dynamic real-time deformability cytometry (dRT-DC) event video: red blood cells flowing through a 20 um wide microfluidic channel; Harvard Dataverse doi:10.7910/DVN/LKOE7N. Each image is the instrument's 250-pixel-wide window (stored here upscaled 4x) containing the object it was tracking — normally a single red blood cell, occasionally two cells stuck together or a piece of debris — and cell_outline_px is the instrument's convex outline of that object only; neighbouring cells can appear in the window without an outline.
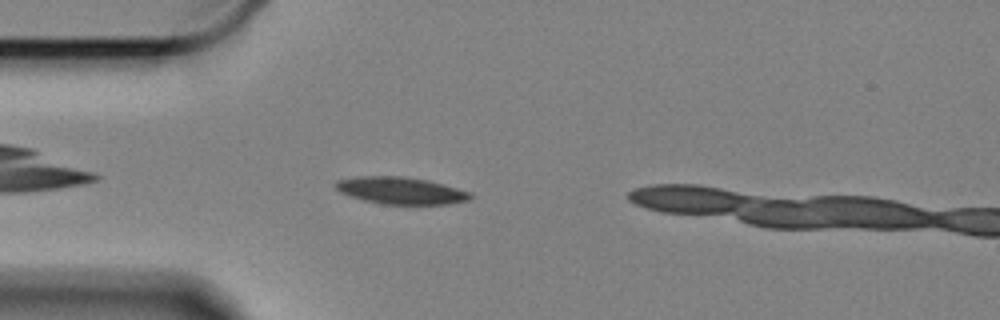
{"species": "Egyptian fruit bat (a non-hibernating species)", "species_latin": "Rousettus aegyptiacus", "temperature_condition": "cold", "stored_images_in_passage": 47, "camera_frame_rate_fps": 3000, "um_per_image_px": 0.085, "animal": {"sex": "female"}, "frame": {"image": 1, "passage_image": 5, "time_ms": 1.333, "image_size_px": [1000, 320], "cell_outline_px": [[476, 196], [472, 200], [448, 204], [380, 204], [364, 200], [340, 192], [332, 184], [336, 180], [364, 176], [404, 176], [428, 180], [444, 184], [472, 192]], "centroid_in_image_um": [34.14, 16.2], "position_along_channel_um": 50.9, "area_um2": 21.5}}
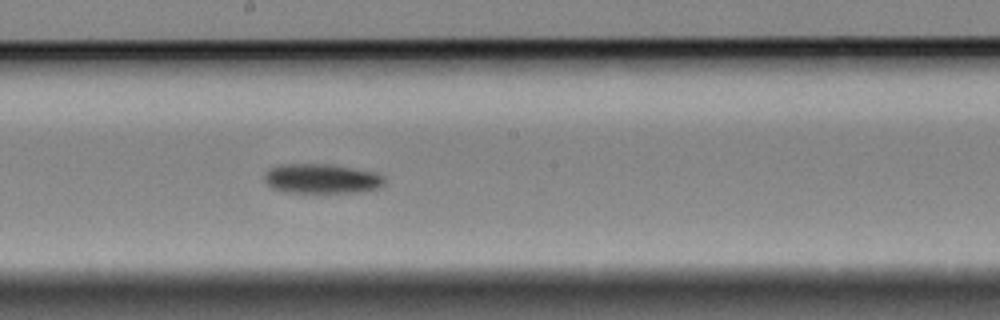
{"frame": {"image": 2, "passage_image": 21, "time_ms": 6.667, "image_size_px": [1000, 320], "cell_outline_px": [[388, 184], [380, 188], [364, 192], [324, 196], [284, 192], [272, 188], [264, 180], [264, 176], [272, 168], [288, 164], [328, 164], [376, 172], [384, 176], [388, 180]], "centroid_in_image_um": [27.47, 15.27], "position_along_channel_um": 220.7, "area_um2": 21.96}}
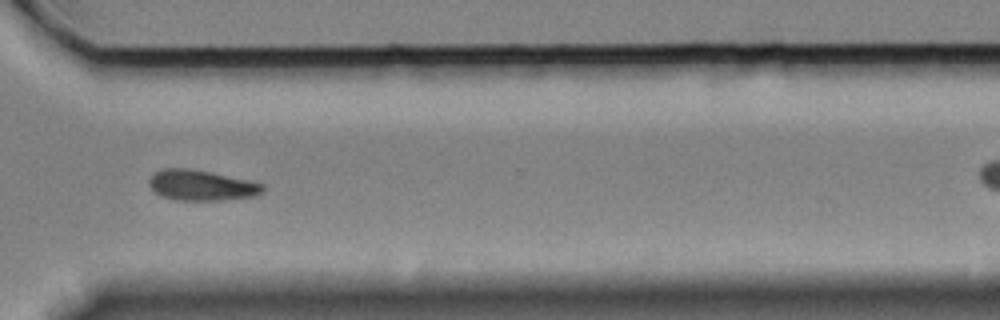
{"frame": {"image": 3, "passage_image": 33, "time_ms": 10.667, "image_size_px": [1000, 320], "cell_outline_px": [[264, 192], [256, 196], [220, 200], [176, 200], [160, 196], [148, 184], [148, 180], [156, 172], [164, 168], [184, 168], [212, 172], [248, 180], [264, 184]], "centroid_in_image_um": [17.14, 15.75], "position_along_channel_um": 353.5, "area_um2": 20.17}}